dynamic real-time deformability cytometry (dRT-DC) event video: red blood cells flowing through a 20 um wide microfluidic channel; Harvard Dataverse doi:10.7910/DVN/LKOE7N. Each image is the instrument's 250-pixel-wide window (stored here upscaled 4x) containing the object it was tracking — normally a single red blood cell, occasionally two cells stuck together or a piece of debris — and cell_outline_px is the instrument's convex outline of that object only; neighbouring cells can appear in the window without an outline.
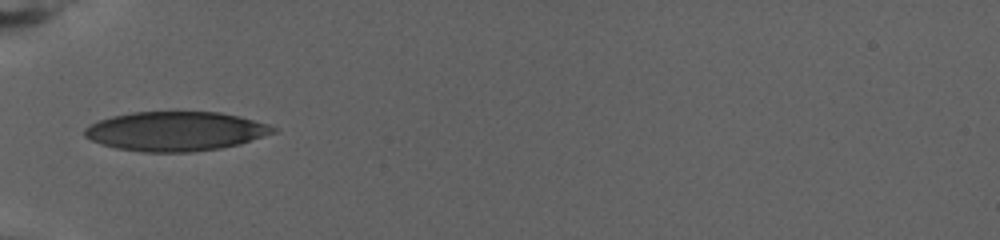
{"species": "human", "species_latin": "Homo sapiens", "temperature_condition": "warm", "stored_images_in_passage": 49, "camera_frame_rate_fps": 3000, "um_per_image_px": 0.085, "donor": {"sex": "female"}, "frame": {"image": 1, "passage_image": 1, "time_ms": 0.0, "image_size_px": [1000, 240], "cell_outline_px": [[276, 132], [240, 144], [220, 148], [192, 152], [144, 152], [116, 148], [92, 140], [84, 136], [84, 128], [100, 120], [112, 116], [132, 112], [220, 112], [240, 116], [268, 124], [276, 128]], "centroid_in_image_um": [14.95, 11.15], "position_along_channel_um": 70.1, "area_um2": 43.06}}
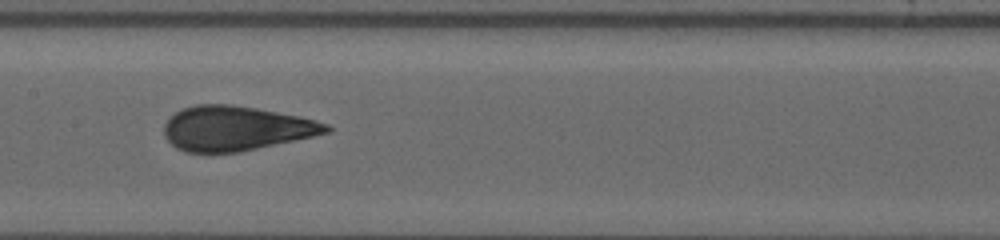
{"frame": {"image": 2, "passage_image": 14, "time_ms": 4.333, "image_size_px": [1000, 240], "cell_outline_px": [[332, 128], [328, 132], [312, 136], [240, 152], [184, 152], [176, 148], [164, 136], [164, 124], [176, 112], [184, 108], [196, 104], [232, 104], [256, 108], [296, 116], [328, 124]], "centroid_in_image_um": [20.0, 10.91], "position_along_channel_um": 187.4, "area_um2": 41.67}}
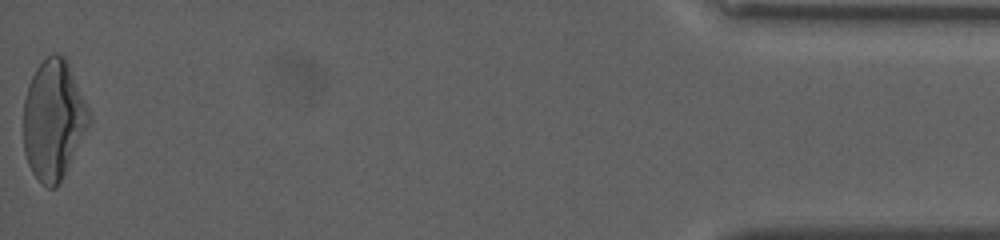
{"frame": {"image": 3, "passage_image": 49, "time_ms": 16.0, "image_size_px": [1000, 240], "cell_outline_px": [[92, 120], [56, 188], [48, 188], [40, 184], [32, 172], [28, 164], [24, 152], [24, 100], [28, 84], [36, 68], [52, 52], [60, 52], [68, 60], [88, 108]], "centroid_in_image_um": [4.54, 10.15], "position_along_channel_um": 430.7, "area_um2": 45.72}, "authors_computed_cell_mechanics": {"area_um2": 42.3674, "velocity_mm_per_s": 2.7839, "shape_relaxation_time_tau1_ms": 7.6414, "shape_relaxation_time_tau2_ms": null, "deformation_change_tau1": 0.212, "deformation_change_tau2": null}}